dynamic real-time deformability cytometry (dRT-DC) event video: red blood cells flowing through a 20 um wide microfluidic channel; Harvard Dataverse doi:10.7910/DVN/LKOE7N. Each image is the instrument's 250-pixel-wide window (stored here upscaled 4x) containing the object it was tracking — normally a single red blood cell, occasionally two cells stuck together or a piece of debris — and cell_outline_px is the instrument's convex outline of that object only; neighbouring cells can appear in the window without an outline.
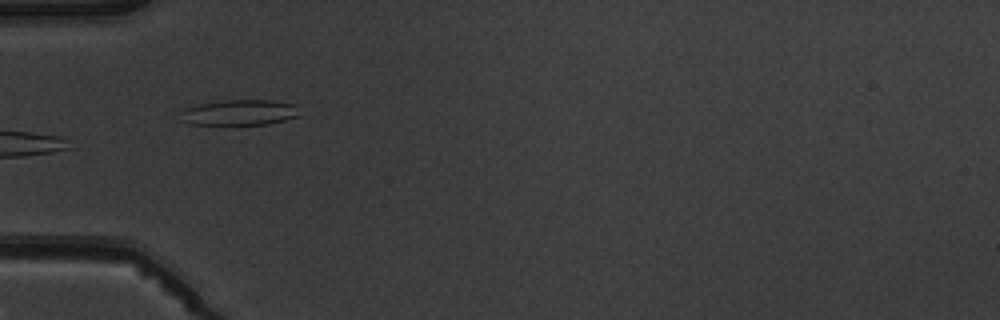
{"species": "common noctule bat (a hibernating species)", "species_latin": "Nyctalus noctula", "temperature_condition": "warm", "stored_images_in_passage": 8, "camera_frame_rate_fps": 3000, "um_per_image_px": 0.085, "animal": {"sex": "male", "body_mass_g": 19.5, "forearm_length_mm": 54.6}, "frame": {"image": 1, "passage_image": 6, "time_ms": 6.0, "image_size_px": [1000, 320], "cell_outline_px": [[296, 116], [284, 120], [268, 124], [236, 128], [224, 128], [188, 124], [180, 112], [184, 108], [200, 104], [224, 100], [272, 100], [296, 104]], "centroid_in_image_um": [20.28, 9.63], "position_along_channel_um": 64.7, "area_um2": 18.67}}
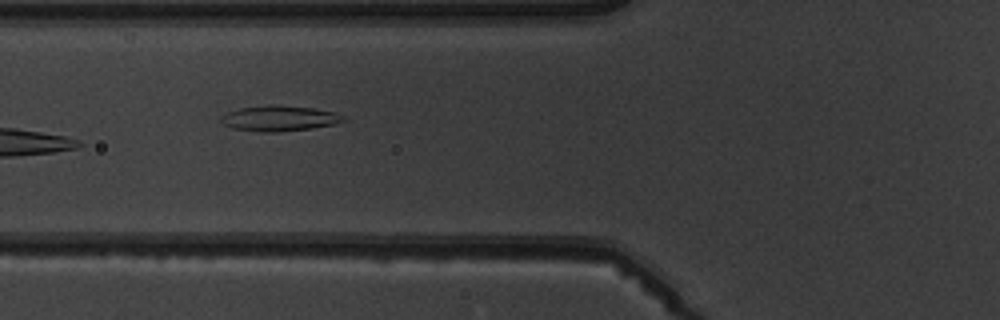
{"frame": {"image": 2, "passage_image": 7, "time_ms": 7.0, "image_size_px": [1000, 320], "cell_outline_px": [[348, 120], [332, 124], [308, 128], [280, 132], [260, 132], [232, 128], [224, 124], [220, 120], [220, 116], [224, 112], [240, 108], [268, 104], [276, 104], [316, 108], [336, 112], [344, 116]], "centroid_in_image_um": [23.71, 10.04], "position_along_channel_um": 102.1, "area_um2": 18.44}}
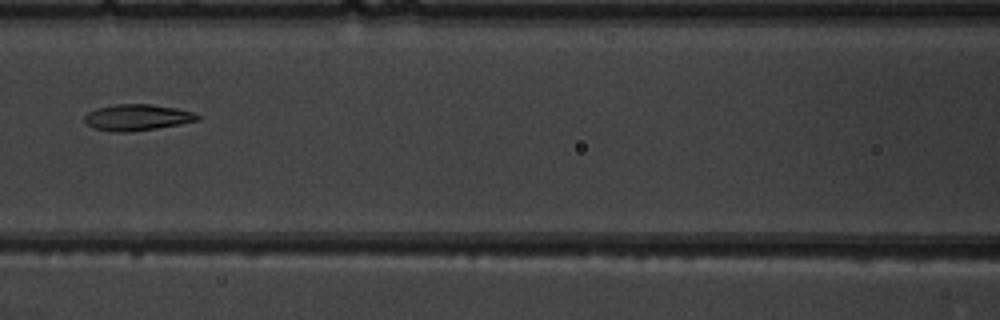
{"frame": {"image": 3, "passage_image": 8, "time_ms": 8.333, "image_size_px": [1000, 320], "cell_outline_px": [[200, 120], [180, 124], [156, 128], [128, 132], [112, 132], [92, 128], [84, 120], [84, 116], [88, 112], [96, 108], [116, 104], [148, 104], [176, 108], [196, 112], [200, 116]], "centroid_in_image_um": [11.66, 9.98], "position_along_channel_um": 154.9, "area_um2": 17.34}}